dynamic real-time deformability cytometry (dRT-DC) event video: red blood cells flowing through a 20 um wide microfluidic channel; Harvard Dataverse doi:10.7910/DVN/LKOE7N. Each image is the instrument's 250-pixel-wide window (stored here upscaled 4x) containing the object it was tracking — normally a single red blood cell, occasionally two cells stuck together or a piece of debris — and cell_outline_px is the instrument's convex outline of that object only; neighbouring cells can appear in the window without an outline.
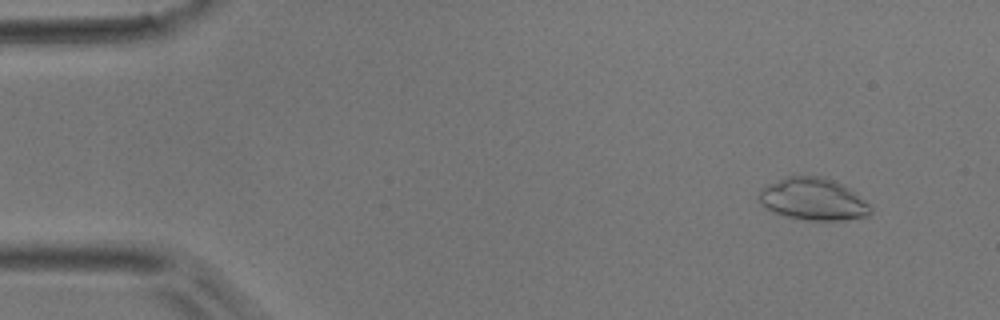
{"species": "common noctule bat (a hibernating species)", "species_latin": "Nyctalus noctula", "temperature_condition": "room temperature", "stored_images_in_passage": 51, "camera_frame_rate_fps": 3000, "um_per_image_px": 0.085, "animal": {"sex": "male", "body_mass_g": 17.9}, "frame": {"image": 1, "passage_image": 5, "time_ms": 1.333, "image_size_px": [1000, 320], "cell_outline_px": [[872, 212], [868, 216], [844, 220], [804, 220], [784, 216], [772, 212], [764, 208], [756, 200], [756, 196], [760, 188], [768, 184], [788, 176], [820, 176], [832, 180], [856, 192], [872, 204]], "centroid_in_image_um": [69.09, 16.94], "position_along_channel_um": 15.9, "area_um2": 27.98}}
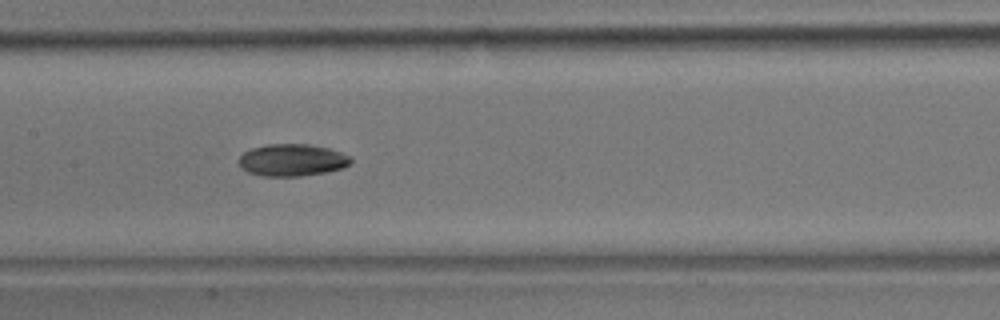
{"frame": {"image": 2, "passage_image": 25, "time_ms": 8.0, "image_size_px": [1000, 320], "cell_outline_px": [[352, 160], [344, 168], [324, 172], [300, 176], [264, 176], [248, 172], [240, 168], [236, 160], [248, 148], [268, 144], [308, 144], [328, 148], [352, 156]], "centroid_in_image_um": [24.78, 13.6], "position_along_channel_um": 182.6, "area_um2": 21.15}}
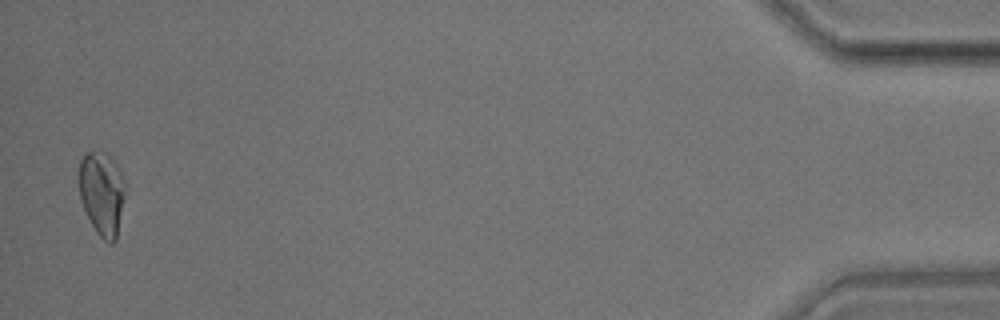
{"frame": {"image": 3, "passage_image": 50, "time_ms": 16.333, "image_size_px": [1000, 320], "cell_outline_px": [[124, 196], [116, 240], [112, 244], [108, 244], [96, 232], [80, 200], [76, 180], [80, 160], [88, 152], [104, 152], [112, 156], [120, 172], [124, 184]], "centroid_in_image_um": [8.62, 16.41], "position_along_channel_um": 426.6, "area_um2": 22.72}}